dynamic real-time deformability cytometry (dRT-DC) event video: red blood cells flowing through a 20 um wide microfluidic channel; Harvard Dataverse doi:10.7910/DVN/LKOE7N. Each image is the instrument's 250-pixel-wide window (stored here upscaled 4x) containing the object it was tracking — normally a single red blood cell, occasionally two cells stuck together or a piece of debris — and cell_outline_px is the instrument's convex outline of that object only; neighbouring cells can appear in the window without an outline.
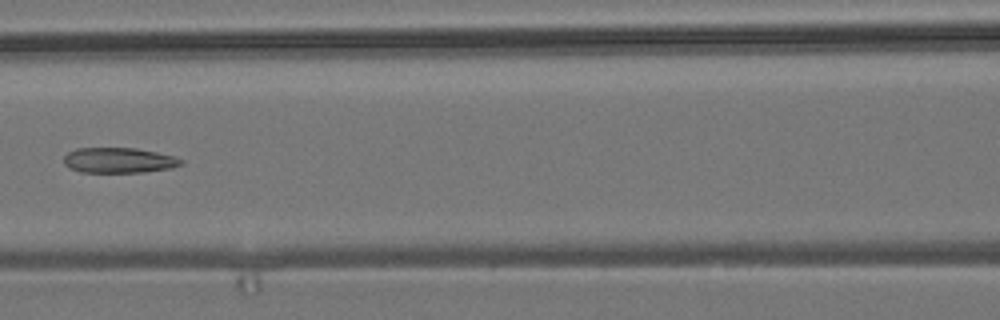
{"species": "common noctule bat (a hibernating species)", "species_latin": "Nyctalus noctula", "temperature_condition": "room temperature", "stored_images_in_passage": 8, "camera_frame_rate_fps": 3000, "um_per_image_px": 0.085, "animal": {"sex": "male", "body_mass_g": 19.2, "forearm_length_mm": 51.8}, "frame": {"image": 1, "passage_image": 7, "time_ms": 2.0, "image_size_px": [1000, 320], "cell_outline_px": [[184, 160], [180, 164], [172, 168], [144, 172], [80, 172], [68, 168], [64, 164], [64, 156], [68, 152], [76, 148], [136, 148], [156, 152], [172, 156]], "centroid_in_image_um": [10.06, 13.63], "position_along_channel_um": 156.5, "area_um2": 17.28}}
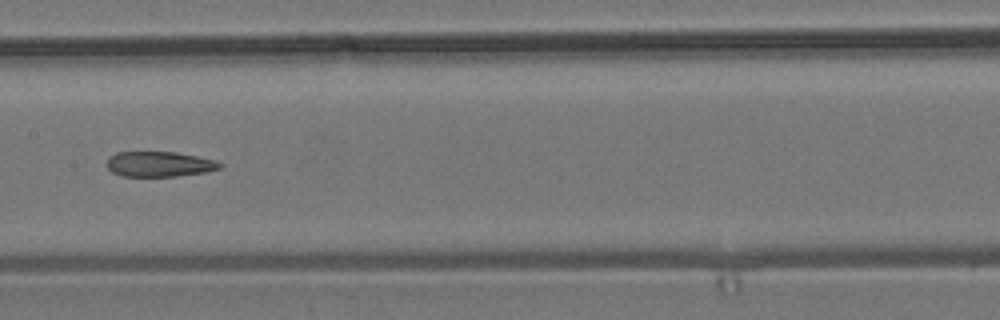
{"frame": {"image": 2, "passage_image": 8, "time_ms": 2.333, "image_size_px": [1000, 320], "cell_outline_px": [[224, 164], [220, 168], [208, 172], [176, 176], [124, 176], [112, 172], [104, 164], [108, 156], [116, 152], [176, 152], [216, 160]], "centroid_in_image_um": [13.53, 13.94], "position_along_channel_um": 193.9, "area_um2": 16.82}}